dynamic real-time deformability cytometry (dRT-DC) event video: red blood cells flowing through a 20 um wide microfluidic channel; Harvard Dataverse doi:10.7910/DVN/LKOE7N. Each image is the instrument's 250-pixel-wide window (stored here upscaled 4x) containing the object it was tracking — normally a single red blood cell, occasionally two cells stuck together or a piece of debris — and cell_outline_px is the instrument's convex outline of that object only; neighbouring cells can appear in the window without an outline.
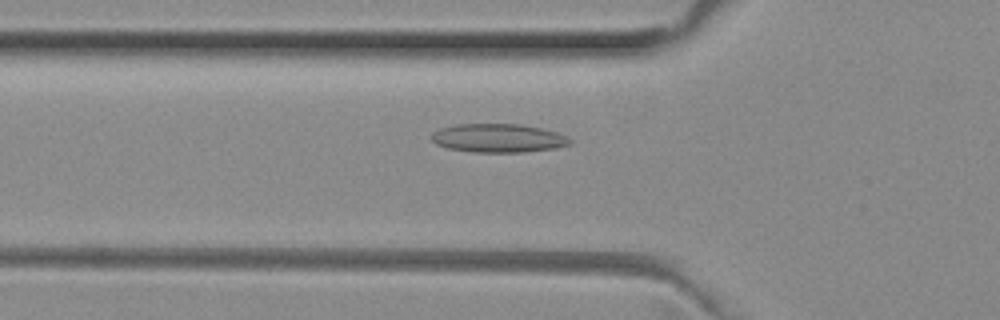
{"species": "common noctule bat (a hibernating species)", "species_latin": "Nyctalus noctula", "temperature_condition": "room temperature", "stored_images_in_passage": 51, "camera_frame_rate_fps": 3000, "um_per_image_px": 0.085, "animal": {"sex": "female", "body_mass_g": 29.2, "forearm_length_mm": 56.3}, "frame": {"image": 1, "passage_image": 17, "time_ms": 5.333, "image_size_px": [1000, 320], "cell_outline_px": [[572, 144], [556, 148], [524, 152], [472, 152], [448, 148], [436, 144], [432, 140], [432, 132], [440, 128], [456, 124], [520, 124], [540, 128], [556, 132], [572, 140]], "centroid_in_image_um": [42.34, 11.74], "position_along_channel_um": 83.5, "area_um2": 23.06}}
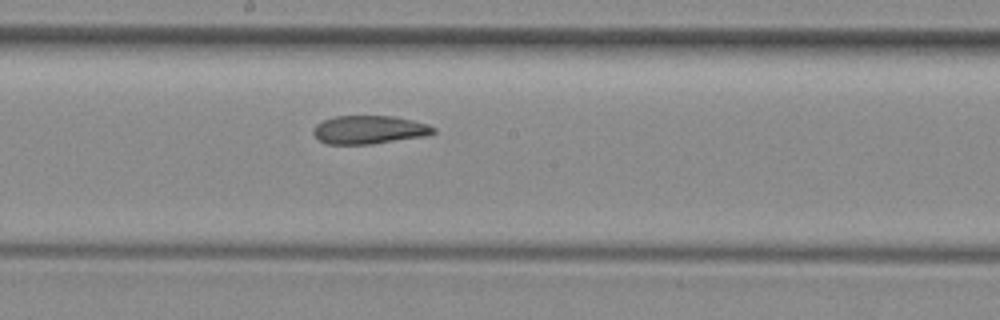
{"frame": {"image": 2, "passage_image": 27, "time_ms": 8.667, "image_size_px": [1000, 320], "cell_outline_px": [[436, 132], [424, 136], [372, 144], [328, 144], [316, 140], [312, 132], [312, 128], [316, 124], [332, 116], [396, 116], [428, 124], [436, 128]], "centroid_in_image_um": [31.34, 11.03], "position_along_channel_um": 216.9, "area_um2": 20.06}}
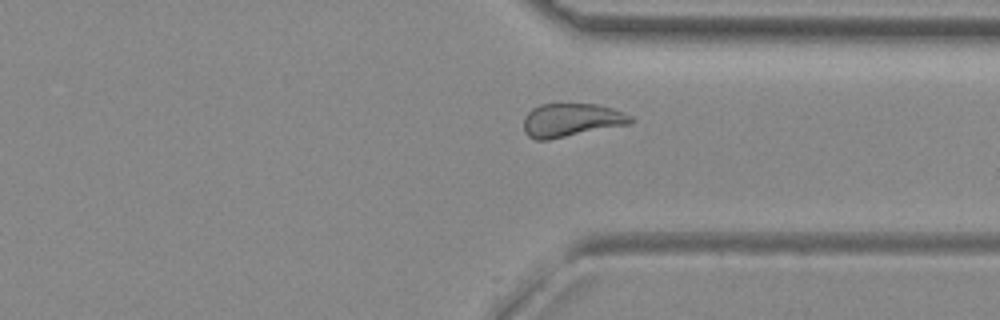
{"frame": {"image": 3, "passage_image": 38, "time_ms": 12.333, "image_size_px": [1000, 320], "cell_outline_px": [[632, 124], [548, 140], [536, 140], [528, 136], [524, 132], [524, 116], [532, 108], [540, 104], [596, 104], [612, 108], [624, 112], [632, 116]], "centroid_in_image_um": [48.56, 10.21], "position_along_channel_um": 362.8, "area_um2": 21.04}, "authors_computed_cell_mechanics": {"area_um2": 21.386, "velocity_mm_per_s": 3.9759, "shape_relaxation_time_tau1_ms": null, "shape_relaxation_time_tau2_ms": 3.0957, "deformation_change_tau1": null, "deformation_change_tau2": 0.0973}}